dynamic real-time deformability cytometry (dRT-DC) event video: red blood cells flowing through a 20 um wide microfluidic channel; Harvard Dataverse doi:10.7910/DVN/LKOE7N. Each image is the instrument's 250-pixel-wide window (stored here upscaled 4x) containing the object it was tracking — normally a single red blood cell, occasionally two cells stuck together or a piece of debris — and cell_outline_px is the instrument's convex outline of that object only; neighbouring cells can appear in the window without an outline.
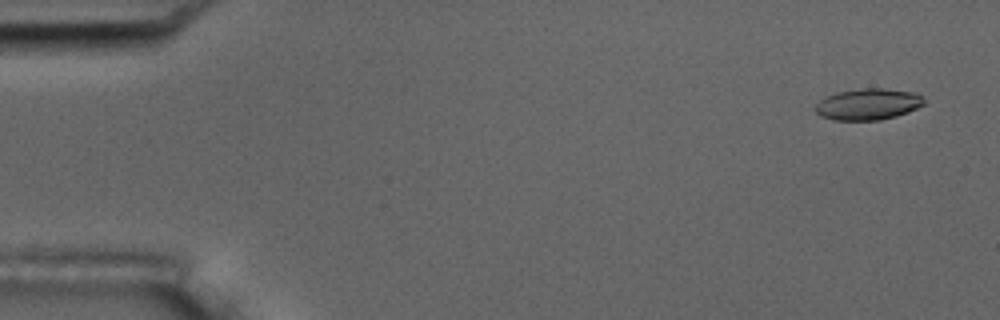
{"species": "common noctule bat (a hibernating species)", "species_latin": "Nyctalus noctula", "temperature_condition": "room temperature", "stored_images_in_passage": 5, "segment_of_instrument_passage": [1, 2], "camera_frame_rate_fps": 3000, "um_per_image_px": 0.085, "animal": {"sex": "male", "body_mass_g": 17.5, "forearm_length_mm": 52.3}, "frame": {"image": 1, "passage_image": 1, "time_ms": 0.0, "image_size_px": [1000, 320], "cell_outline_px": [[924, 104], [908, 112], [896, 116], [880, 120], [832, 120], [820, 116], [816, 112], [816, 104], [824, 96], [836, 92], [864, 88], [884, 88], [916, 92], [924, 96]], "centroid_in_image_um": [73.79, 8.85], "position_along_channel_um": 11.2, "area_um2": 20.06}}
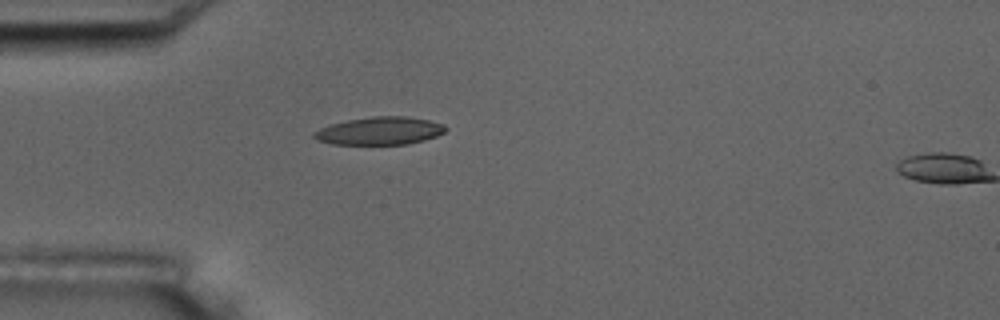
{"frame": {"image": 2, "passage_image": 4, "time_ms": 4.333, "image_size_px": [1000, 320], "cell_outline_px": [[448, 128], [444, 132], [436, 136], [424, 140], [408, 144], [332, 144], [316, 140], [312, 136], [312, 132], [328, 124], [348, 120], [372, 116], [408, 116], [428, 120], [444, 124]], "centroid_in_image_um": [32.25, 11.12], "position_along_channel_um": 52.7, "area_um2": 21.5}}